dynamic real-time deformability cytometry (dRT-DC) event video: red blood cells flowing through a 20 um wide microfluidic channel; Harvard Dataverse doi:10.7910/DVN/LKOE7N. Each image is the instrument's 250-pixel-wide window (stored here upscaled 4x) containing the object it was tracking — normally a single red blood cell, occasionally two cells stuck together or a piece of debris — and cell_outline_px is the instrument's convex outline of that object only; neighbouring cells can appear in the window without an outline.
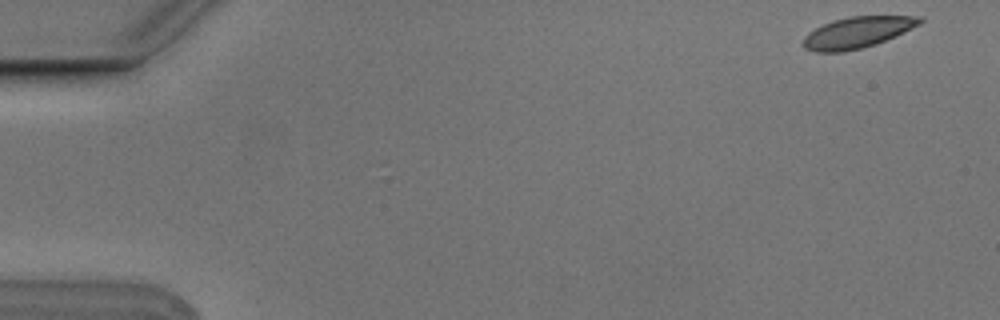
{"species": "Egyptian fruit bat (a non-hibernating species)", "species_latin": "Rousettus aegyptiacus", "temperature_condition": "cold", "stored_images_in_passage": 5, "camera_frame_rate_fps": 3000, "um_per_image_px": 0.085, "animal": {"sex": "male"}, "frame": {"image": 1, "passage_image": 1, "time_ms": 0.0, "image_size_px": [1000, 320], "cell_outline_px": [[924, 20], [920, 24], [876, 44], [844, 52], [816, 52], [804, 48], [804, 36], [808, 32], [832, 20], [848, 16], [920, 16]], "centroid_in_image_um": [72.85, 2.75], "position_along_channel_um": 12.2, "area_um2": 20.98}}